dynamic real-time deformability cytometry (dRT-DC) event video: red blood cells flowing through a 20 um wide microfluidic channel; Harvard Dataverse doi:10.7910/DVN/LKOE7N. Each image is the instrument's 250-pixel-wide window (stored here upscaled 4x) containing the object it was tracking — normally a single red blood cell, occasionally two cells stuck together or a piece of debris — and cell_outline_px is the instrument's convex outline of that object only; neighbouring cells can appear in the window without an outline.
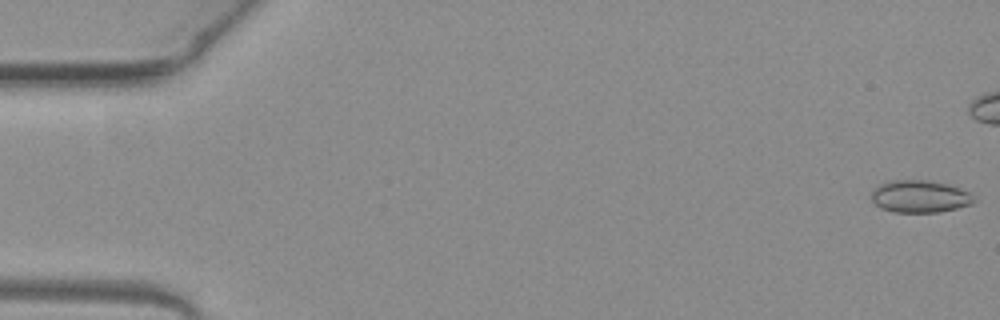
{"species": "common noctule bat (a hibernating species)", "species_latin": "Nyctalus noctula", "temperature_condition": "warm", "stored_images_in_passage": 11, "camera_frame_rate_fps": 3000, "um_per_image_px": 0.085, "animal": {"sex": "female", "body_mass_g": 19.3, "forearm_length_mm": 54.1}, "frame": {"image": 1, "passage_image": 1, "time_ms": 0.0, "image_size_px": [1000, 320], "cell_outline_px": [[976, 200], [972, 204], [940, 212], [892, 212], [880, 208], [872, 200], [872, 192], [884, 180], [928, 180], [948, 184], [960, 188], [968, 192]], "centroid_in_image_um": [78.17, 16.69], "position_along_channel_um": 6.8, "area_um2": 19.36}}